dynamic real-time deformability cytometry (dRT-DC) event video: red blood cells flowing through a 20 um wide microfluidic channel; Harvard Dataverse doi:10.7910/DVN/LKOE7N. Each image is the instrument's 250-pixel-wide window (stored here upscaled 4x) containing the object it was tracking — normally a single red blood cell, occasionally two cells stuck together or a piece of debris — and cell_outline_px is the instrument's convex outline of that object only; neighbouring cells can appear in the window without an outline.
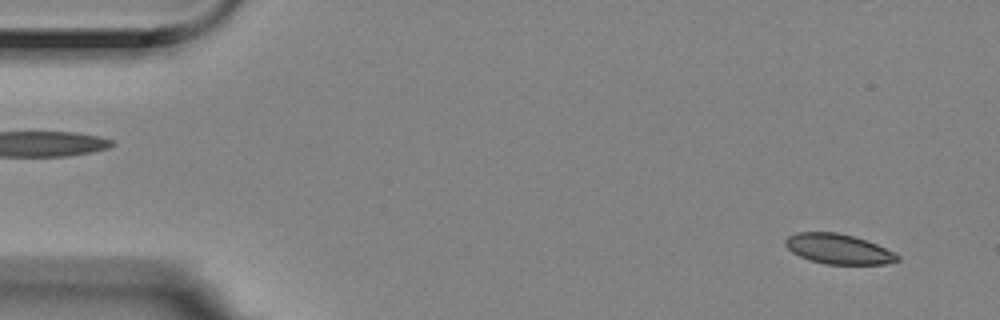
{"species": "Egyptian fruit bat (a non-hibernating species)", "species_latin": "Rousettus aegyptiacus", "temperature_condition": "room temperature", "stored_images_in_passage": 4, "camera_frame_rate_fps": 3000, "um_per_image_px": 0.085, "animal": {"sex": "female"}, "frame": {"image": 1, "passage_image": 1, "time_ms": 0.0, "image_size_px": [1000, 320], "cell_outline_px": [[900, 260], [884, 264], [824, 264], [800, 256], [792, 252], [784, 244], [784, 240], [788, 236], [796, 232], [836, 232], [852, 236], [876, 244], [900, 256]], "centroid_in_image_um": [71.23, 21.16], "position_along_channel_um": 13.8, "area_um2": 19.36}}
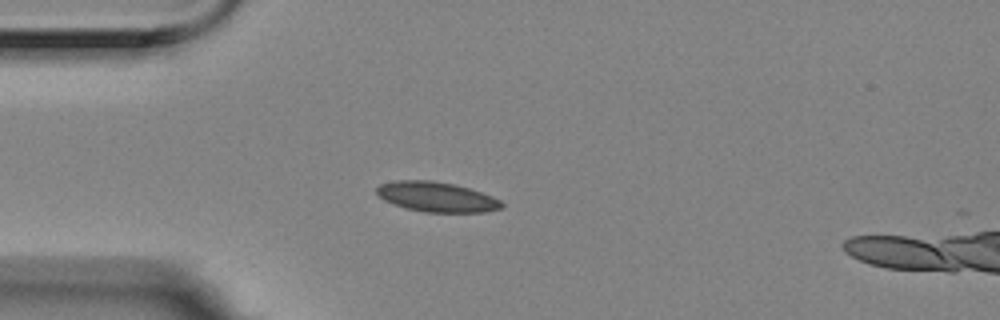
{"frame": {"image": 2, "passage_image": 4, "time_ms": 1.0, "image_size_px": [1000, 320], "cell_outline_px": [[504, 208], [484, 212], [424, 212], [404, 208], [384, 200], [376, 192], [376, 188], [380, 184], [396, 180], [432, 180], [456, 184], [492, 196], [500, 200], [504, 204]], "centroid_in_image_um": [37.12, 16.73], "position_along_channel_um": 47.9, "area_um2": 21.91}}